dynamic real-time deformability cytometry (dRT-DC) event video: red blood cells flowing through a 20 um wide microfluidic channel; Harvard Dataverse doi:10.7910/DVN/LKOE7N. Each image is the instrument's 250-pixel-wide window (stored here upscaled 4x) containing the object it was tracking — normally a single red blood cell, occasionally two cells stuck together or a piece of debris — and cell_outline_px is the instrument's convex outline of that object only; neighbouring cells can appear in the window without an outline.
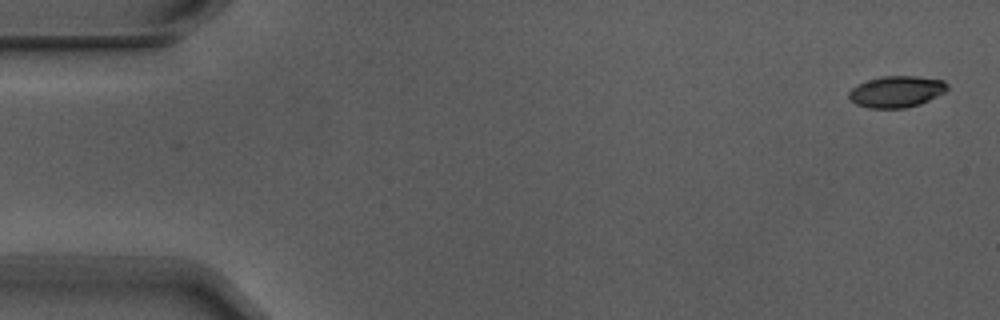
{"species": "Egyptian fruit bat (a non-hibernating species)", "species_latin": "Rousettus aegyptiacus", "temperature_condition": "warm", "stored_images_in_passage": 5, "camera_frame_rate_fps": 3000, "um_per_image_px": 0.085, "animal": {"sex": "male"}, "frame": {"image": 1, "passage_image": 1, "time_ms": 0.0, "image_size_px": [1000, 320], "cell_outline_px": [[948, 88], [944, 92], [920, 104], [904, 108], [868, 108], [856, 104], [848, 96], [848, 92], [856, 84], [868, 80], [884, 76], [916, 76], [944, 80], [948, 84]], "centroid_in_image_um": [76.19, 7.78], "position_along_channel_um": 8.8, "area_um2": 17.98}}
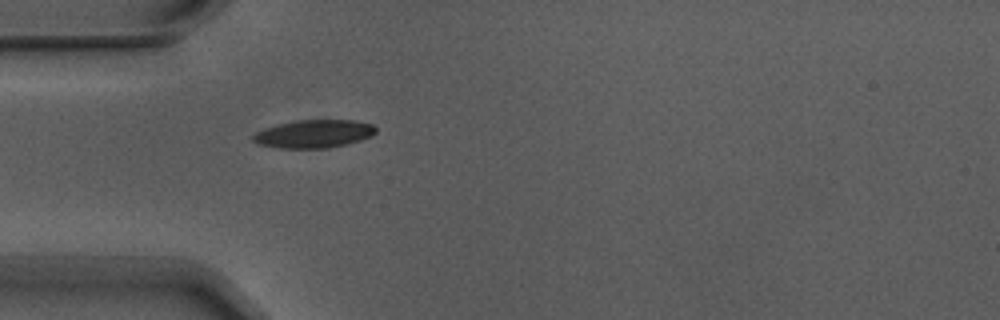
{"frame": {"image": 2, "passage_image": 5, "time_ms": 1.333, "image_size_px": [1000, 320], "cell_outline_px": [[376, 132], [372, 136], [348, 144], [328, 148], [280, 148], [260, 144], [252, 140], [252, 136], [256, 132], [264, 128], [296, 120], [356, 120], [372, 124], [376, 128]], "centroid_in_image_um": [26.71, 11.37], "position_along_channel_um": 58.3, "area_um2": 20.06}}